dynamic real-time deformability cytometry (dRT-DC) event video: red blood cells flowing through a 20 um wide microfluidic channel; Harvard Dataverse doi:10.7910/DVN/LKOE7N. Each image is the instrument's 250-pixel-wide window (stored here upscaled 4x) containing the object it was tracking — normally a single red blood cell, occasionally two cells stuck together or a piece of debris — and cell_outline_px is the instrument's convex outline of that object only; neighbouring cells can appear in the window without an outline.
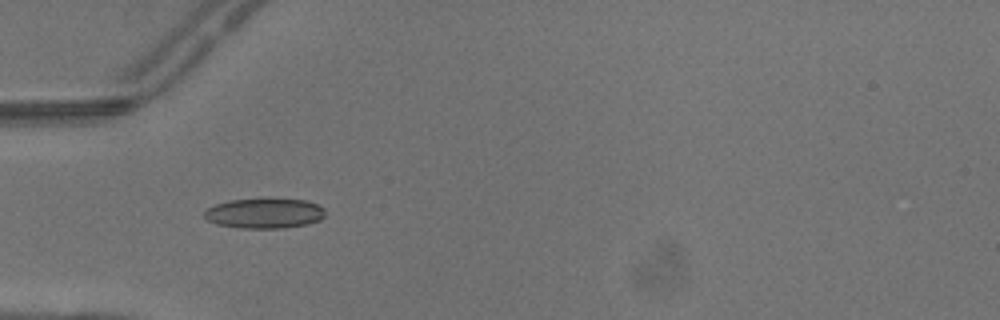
{"species": "common noctule bat (a hibernating species)", "species_latin": "Nyctalus noctula", "temperature_condition": "warm", "stored_images_in_passage": 5, "camera_frame_rate_fps": 3000, "um_per_image_px": 0.085, "animal": {"sex": "male", "body_mass_g": 13.3}, "frame": {"image": 1, "passage_image": 3, "time_ms": 0.667, "image_size_px": [1000, 320], "cell_outline_px": [[324, 216], [320, 220], [308, 224], [284, 228], [240, 228], [216, 224], [208, 220], [204, 216], [204, 212], [208, 208], [216, 204], [228, 200], [264, 196], [304, 200], [316, 204], [324, 208]], "centroid_in_image_um": [22.48, 18.09], "position_along_channel_um": 62.5, "area_um2": 21.91}}
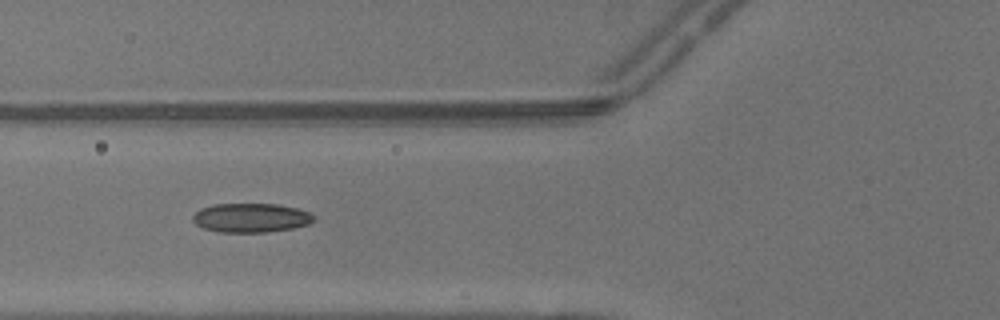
{"frame": {"image": 2, "passage_image": 4, "time_ms": 1.0, "image_size_px": [1000, 320], "cell_outline_px": [[312, 220], [308, 224], [292, 228], [268, 232], [220, 232], [204, 228], [196, 224], [192, 220], [192, 216], [200, 208], [212, 204], [276, 204], [296, 208], [308, 212], [312, 216]], "centroid_in_image_um": [21.27, 18.51], "position_along_channel_um": 104.5, "area_um2": 20.35}}
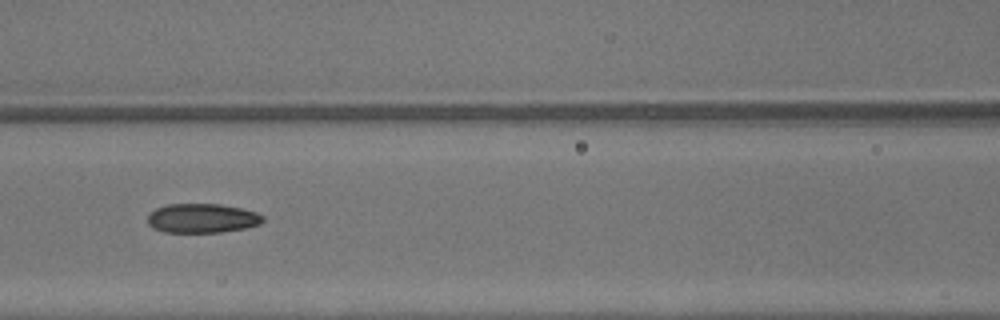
{"frame": {"image": 3, "passage_image": 5, "time_ms": 1.333, "image_size_px": [1000, 320], "cell_outline_px": [[264, 220], [260, 224], [244, 228], [220, 232], [164, 232], [152, 228], [148, 224], [148, 216], [156, 208], [168, 204], [220, 204], [240, 208], [256, 212], [264, 216]], "centroid_in_image_um": [17.18, 18.55], "position_along_channel_um": 149.4, "area_um2": 19.59}}